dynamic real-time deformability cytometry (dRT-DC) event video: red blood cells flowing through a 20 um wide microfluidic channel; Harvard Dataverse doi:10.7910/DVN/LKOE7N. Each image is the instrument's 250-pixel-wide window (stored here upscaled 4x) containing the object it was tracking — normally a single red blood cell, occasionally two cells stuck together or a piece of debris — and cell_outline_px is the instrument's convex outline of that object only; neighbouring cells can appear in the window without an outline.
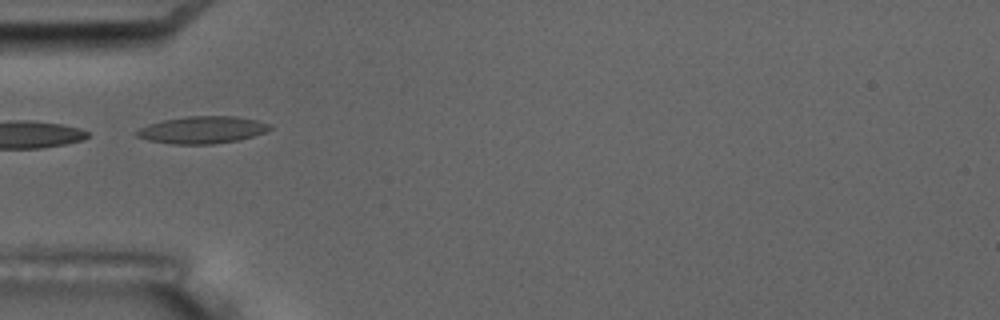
{"species": "common noctule bat (a hibernating species)", "species_latin": "Nyctalus noctula", "temperature_condition": "room temperature", "stored_images_in_passage": 7, "camera_frame_rate_fps": 3000, "um_per_image_px": 0.085, "animal": {"sex": "male", "body_mass_g": 17.5, "forearm_length_mm": 52.3}, "frame": {"image": 1, "passage_image": 5, "time_ms": 5.667, "image_size_px": [1000, 320], "cell_outline_px": [[272, 128], [264, 132], [240, 140], [212, 144], [172, 144], [148, 140], [136, 136], [136, 132], [140, 128], [148, 124], [164, 120], [184, 116], [236, 116], [256, 120], [272, 124]], "centroid_in_image_um": [17.21, 11.03], "position_along_channel_um": 67.8, "area_um2": 21.1}}